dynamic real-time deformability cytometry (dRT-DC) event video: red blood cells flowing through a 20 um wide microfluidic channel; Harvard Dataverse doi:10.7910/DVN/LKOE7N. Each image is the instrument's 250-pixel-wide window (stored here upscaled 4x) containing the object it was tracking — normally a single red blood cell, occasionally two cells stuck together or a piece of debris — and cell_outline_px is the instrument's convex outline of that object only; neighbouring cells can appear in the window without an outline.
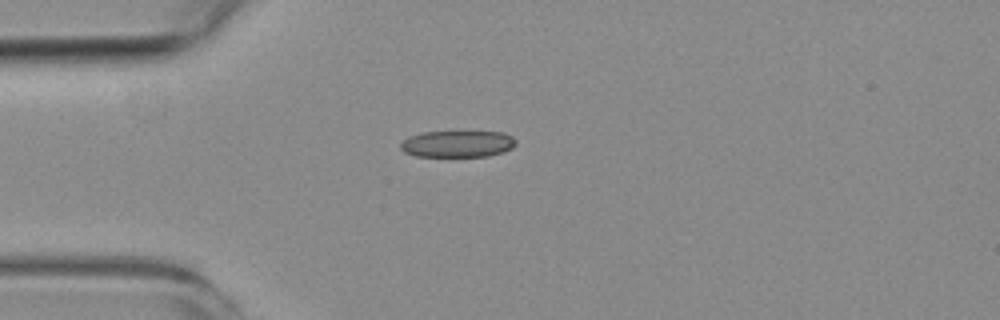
{"species": "common noctule bat (a hibernating species)", "species_latin": "Nyctalus noctula", "temperature_condition": "room temperature", "stored_images_in_passage": 4, "camera_frame_rate_fps": 3000, "um_per_image_px": 0.085, "animal": {"sex": "female", "body_mass_g": 19.3, "forearm_length_mm": 54.1}, "frame": {"image": 1, "passage_image": 1, "time_ms": 0.0, "image_size_px": [1000, 320], "cell_outline_px": [[516, 144], [512, 148], [504, 152], [488, 156], [416, 156], [404, 152], [400, 148], [400, 144], [408, 136], [424, 132], [504, 132], [512, 136], [516, 140]], "centroid_in_image_um": [38.91, 12.23], "position_along_channel_um": 46.1, "area_um2": 17.92}}
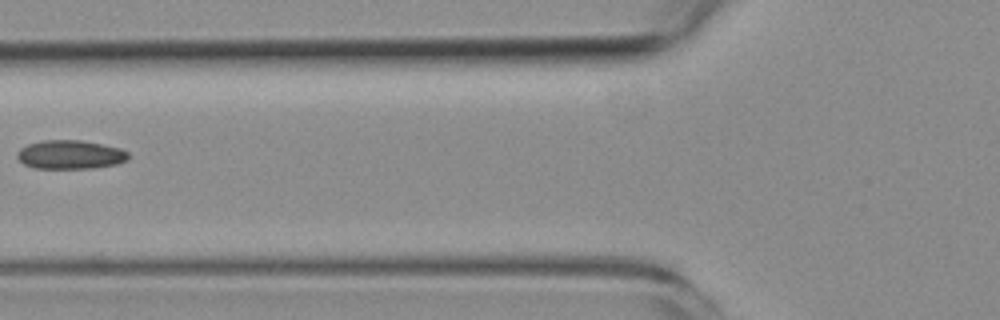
{"frame": {"image": 2, "passage_image": 3, "time_ms": 2.333, "image_size_px": [1000, 320], "cell_outline_px": [[128, 160], [116, 164], [92, 168], [32, 168], [24, 164], [16, 156], [16, 152], [20, 148], [28, 144], [44, 140], [80, 140], [120, 148], [128, 152]], "centroid_in_image_um": [5.95, 13.14], "position_along_channel_um": 119.9, "area_um2": 18.61}}
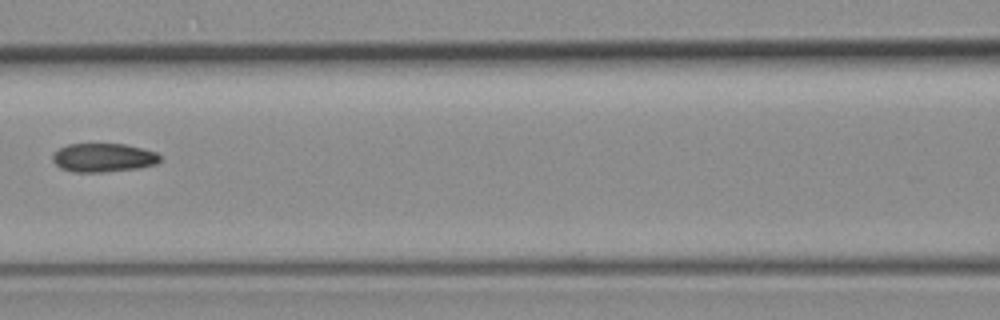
{"frame": {"image": 3, "passage_image": 4, "time_ms": 3.333, "image_size_px": [1000, 320], "cell_outline_px": [[160, 160], [156, 164], [140, 168], [104, 172], [72, 172], [60, 168], [52, 160], [52, 152], [68, 144], [124, 144], [156, 152], [160, 156]], "centroid_in_image_um": [8.75, 13.41], "position_along_channel_um": 157.8, "area_um2": 18.03}}